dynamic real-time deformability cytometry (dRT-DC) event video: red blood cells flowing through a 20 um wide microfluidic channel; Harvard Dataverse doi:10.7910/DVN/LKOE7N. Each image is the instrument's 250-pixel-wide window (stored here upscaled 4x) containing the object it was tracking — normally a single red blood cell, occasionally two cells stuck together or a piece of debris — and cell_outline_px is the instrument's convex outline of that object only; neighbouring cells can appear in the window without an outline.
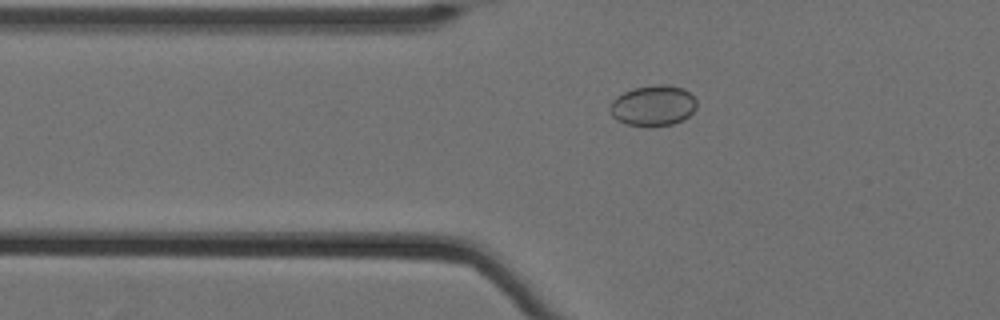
{"species": "Egyptian fruit bat (a non-hibernating species)", "species_latin": "Rousettus aegyptiacus", "temperature_condition": "cold", "stored_images_in_passage": 40, "camera_frame_rate_fps": 3000, "um_per_image_px": 0.085, "animal": {"sex": "female"}, "frame": {"image": 1, "passage_image": 3, "time_ms": 0.667, "image_size_px": [1000, 320], "cell_outline_px": [[696, 108], [684, 120], [672, 124], [624, 124], [616, 120], [612, 116], [608, 108], [612, 100], [616, 96], [632, 88], [656, 84], [668, 84], [684, 88], [696, 100]], "centroid_in_image_um": [55.49, 8.94], "position_along_channel_um": 70.3, "area_um2": 20.4}}
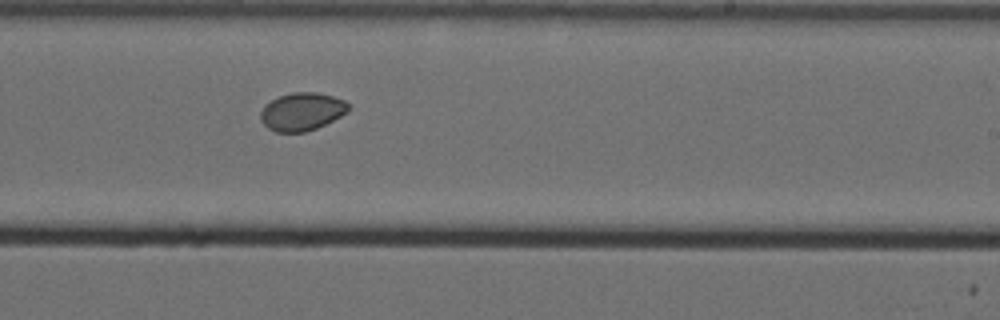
{"frame": {"image": 2, "passage_image": 20, "time_ms": 6.333, "image_size_px": [1000, 320], "cell_outline_px": [[348, 112], [316, 128], [304, 132], [276, 132], [268, 128], [260, 120], [260, 112], [264, 104], [280, 96], [292, 92], [316, 92], [332, 96], [344, 100], [348, 104]], "centroid_in_image_um": [25.63, 9.48], "position_along_channel_um": 263.4, "area_um2": 19.31}}
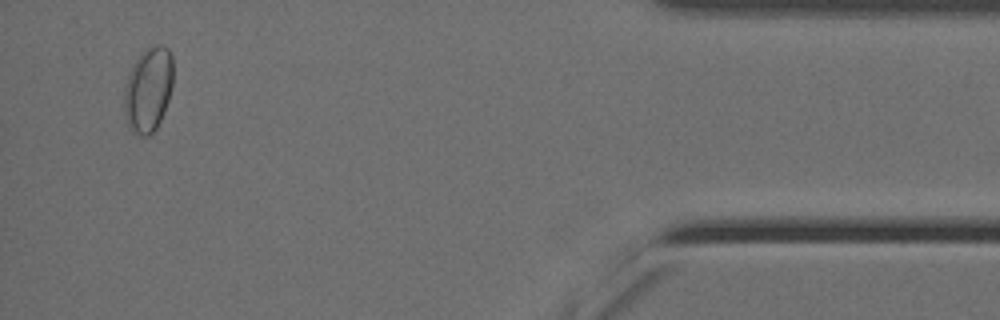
{"frame": {"image": 3, "passage_image": 38, "time_ms": 12.333, "image_size_px": [1000, 320], "cell_outline_px": [[172, 88], [168, 100], [160, 120], [156, 128], [148, 136], [140, 136], [132, 132], [128, 128], [124, 112], [124, 84], [128, 72], [132, 64], [148, 48], [160, 44], [168, 48], [172, 56]], "centroid_in_image_um": [12.58, 7.64], "position_along_channel_um": 422.6, "area_um2": 24.28}, "authors_computed_cell_mechanics": {"area_um2": 19.5364, "velocity_mm_per_s": 3.4967, "shape_relaxation_time_tau1_ms": null, "shape_relaxation_time_tau2_ms": 10.1594, "deformation_change_tau1": null, "deformation_change_tau2": 0.0631}}